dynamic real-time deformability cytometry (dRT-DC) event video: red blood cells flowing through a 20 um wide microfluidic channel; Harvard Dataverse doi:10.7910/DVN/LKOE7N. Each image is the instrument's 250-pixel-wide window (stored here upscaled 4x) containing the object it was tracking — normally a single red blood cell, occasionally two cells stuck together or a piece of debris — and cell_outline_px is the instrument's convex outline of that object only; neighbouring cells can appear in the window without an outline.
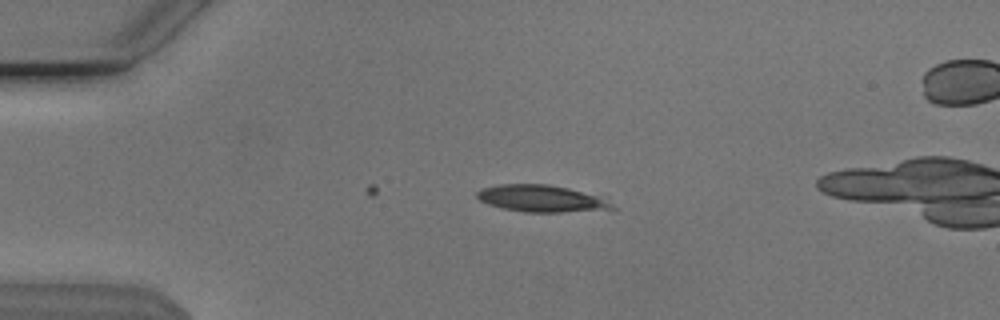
{"species": "Egyptian fruit bat (a non-hibernating species)", "species_latin": "Rousettus aegyptiacus", "temperature_condition": "cold", "stored_images_in_passage": 5, "camera_frame_rate_fps": 3000, "um_per_image_px": 0.085, "animal": {"sex": "male"}, "frame": {"image": 1, "passage_image": 1, "time_ms": 0.0, "image_size_px": [1000, 320], "cell_outline_px": [[616, 208], [560, 212], [524, 212], [504, 208], [488, 204], [480, 200], [476, 196], [476, 192], [484, 188], [500, 184], [548, 184], [568, 188], [596, 196]], "centroid_in_image_um": [45.9, 16.87], "position_along_channel_um": 39.1, "area_um2": 20.46}}